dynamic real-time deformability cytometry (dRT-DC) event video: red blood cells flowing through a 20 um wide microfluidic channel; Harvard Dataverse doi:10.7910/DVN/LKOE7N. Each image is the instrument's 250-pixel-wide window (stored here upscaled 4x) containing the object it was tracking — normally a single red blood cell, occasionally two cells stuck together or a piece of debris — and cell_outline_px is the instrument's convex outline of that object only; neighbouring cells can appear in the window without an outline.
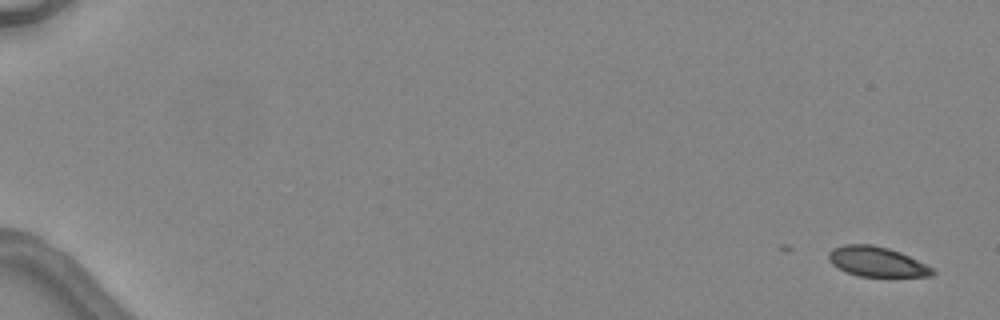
{"species": "common noctule bat (a hibernating species)", "species_latin": "Nyctalus noctula", "temperature_condition": "warm", "stored_images_in_passage": 2, "camera_frame_rate_fps": 3000, "um_per_image_px": 0.085, "animal": {"sex": "female", "body_mass_g": 24.6, "forearm_length_mm": 56.2}, "frame": {"image": 1, "passage_image": 2, "time_ms": 1.0, "image_size_px": [1000, 320], "cell_outline_px": [[936, 272], [932, 276], [860, 276], [848, 272], [832, 264], [828, 260], [828, 252], [832, 248], [844, 244], [872, 244], [888, 248], [900, 252], [936, 268]], "centroid_in_image_um": [74.55, 22.23], "position_along_channel_um": 10.4, "area_um2": 18.15}}